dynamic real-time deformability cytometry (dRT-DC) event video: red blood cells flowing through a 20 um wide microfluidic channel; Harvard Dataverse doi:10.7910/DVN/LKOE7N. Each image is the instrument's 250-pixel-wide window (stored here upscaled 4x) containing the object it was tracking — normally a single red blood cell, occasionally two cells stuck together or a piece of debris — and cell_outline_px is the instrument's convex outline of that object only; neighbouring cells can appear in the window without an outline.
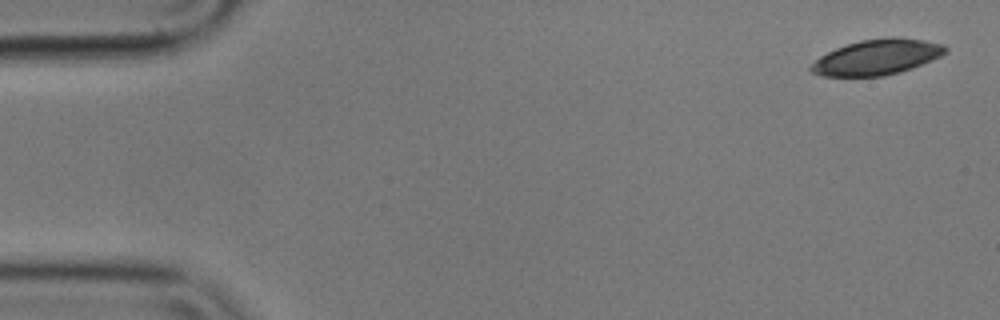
{"species": "common noctule bat (a hibernating species)", "species_latin": "Nyctalus noctula", "temperature_condition": "cold", "stored_images_in_passage": 4, "camera_frame_rate_fps": 3000, "um_per_image_px": 0.085, "animal": {"sex": "male", "body_mass_g": 17.9}, "frame": {"image": 1, "passage_image": 1, "time_ms": 0.0, "image_size_px": [1000, 320], "cell_outline_px": [[948, 52], [932, 60], [912, 68], [900, 72], [884, 76], [824, 76], [812, 72], [808, 68], [820, 56], [836, 48], [860, 40], [892, 36], [924, 40], [944, 44], [948, 48]], "centroid_in_image_um": [74.58, 4.85], "position_along_channel_um": 10.4, "area_um2": 27.74}}